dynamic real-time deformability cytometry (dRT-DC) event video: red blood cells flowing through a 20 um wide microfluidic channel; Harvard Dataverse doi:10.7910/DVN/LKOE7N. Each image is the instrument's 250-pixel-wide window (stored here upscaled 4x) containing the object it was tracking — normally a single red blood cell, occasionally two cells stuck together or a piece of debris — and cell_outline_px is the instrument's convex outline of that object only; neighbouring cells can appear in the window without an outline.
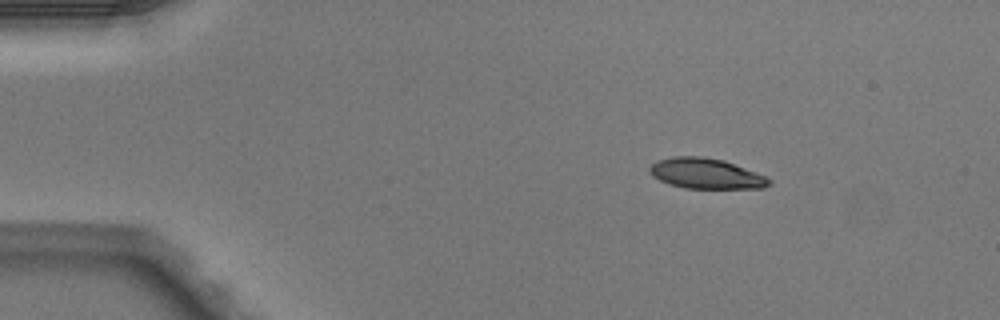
{"species": "Egyptian fruit bat (a non-hibernating species)", "species_latin": "Rousettus aegyptiacus", "temperature_condition": "warm", "stored_images_in_passage": 2, "camera_frame_rate_fps": 3000, "um_per_image_px": 0.085, "animal": {"sex": "male"}, "frame": {"image": 1, "passage_image": 1, "time_ms": 0.0, "image_size_px": [1000, 320], "cell_outline_px": [[772, 184], [764, 188], [684, 188], [668, 184], [652, 176], [648, 172], [648, 168], [656, 160], [672, 156], [704, 156], [724, 160], [756, 172], [772, 180]], "centroid_in_image_um": [59.98, 14.74], "position_along_channel_um": 25.0, "area_um2": 21.39}}